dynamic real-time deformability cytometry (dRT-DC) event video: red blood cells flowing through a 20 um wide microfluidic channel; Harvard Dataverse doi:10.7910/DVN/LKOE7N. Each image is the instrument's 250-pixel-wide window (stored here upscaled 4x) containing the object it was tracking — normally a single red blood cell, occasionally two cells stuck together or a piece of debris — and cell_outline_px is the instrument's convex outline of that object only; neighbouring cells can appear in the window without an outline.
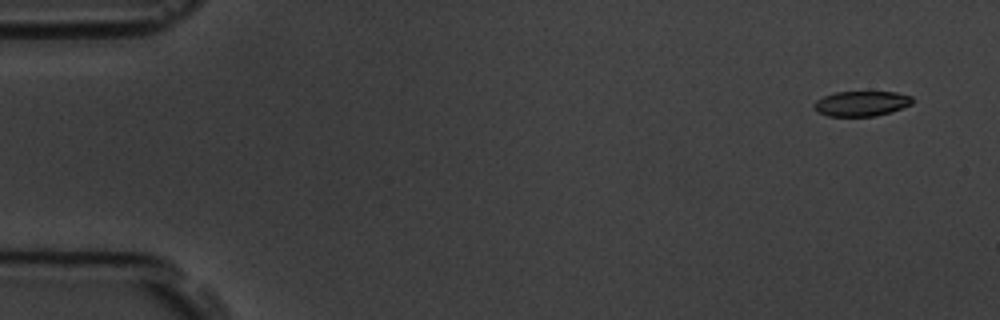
{"species": "common noctule bat (a hibernating species)", "species_latin": "Nyctalus noctula", "temperature_condition": "room temperature", "stored_images_in_passage": 4, "camera_frame_rate_fps": 3000, "um_per_image_px": 0.085, "animal": {"sex": "male", "body_mass_g": 19.5, "forearm_length_mm": 54.6}, "frame": {"image": 1, "passage_image": 1, "time_ms": 0.0, "image_size_px": [1000, 320], "cell_outline_px": [[912, 104], [892, 112], [876, 116], [828, 116], [816, 112], [812, 104], [816, 100], [824, 96], [836, 92], [896, 92], [912, 96]], "centroid_in_image_um": [73.2, 8.81], "position_along_channel_um": 11.8, "area_um2": 14.51}}
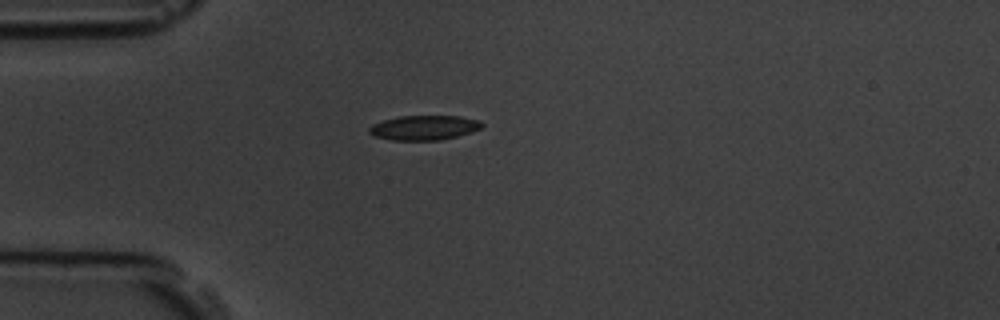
{"frame": {"image": 2, "passage_image": 4, "time_ms": 4.0, "image_size_px": [1000, 320], "cell_outline_px": [[484, 124], [480, 128], [472, 132], [440, 140], [392, 140], [376, 136], [368, 132], [368, 128], [372, 124], [384, 120], [400, 116], [460, 116], [480, 120]], "centroid_in_image_um": [36.06, 10.85], "position_along_channel_um": 48.9, "area_um2": 16.13}}